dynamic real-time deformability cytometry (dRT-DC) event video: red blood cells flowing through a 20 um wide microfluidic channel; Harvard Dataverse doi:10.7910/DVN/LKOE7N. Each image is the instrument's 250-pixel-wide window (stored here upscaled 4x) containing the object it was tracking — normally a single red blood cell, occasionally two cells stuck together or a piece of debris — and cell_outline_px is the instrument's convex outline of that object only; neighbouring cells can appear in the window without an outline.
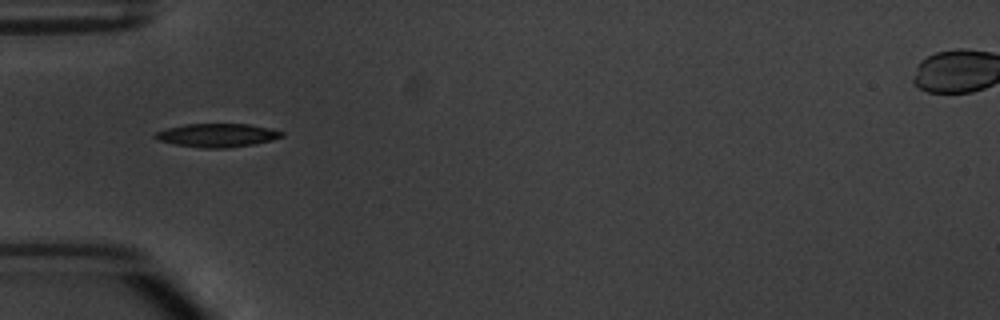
{"species": "common noctule bat (a hibernating species)", "species_latin": "Nyctalus noctula", "temperature_condition": "warm", "stored_images_in_passage": 3, "camera_frame_rate_fps": 3000, "um_per_image_px": 0.085, "animal": {"sex": "male", "body_mass_g": 20.1, "forearm_length_mm": 53.5}, "frame": {"image": 1, "passage_image": 1, "time_ms": 0.0, "image_size_px": [1000, 320], "cell_outline_px": [[284, 136], [272, 140], [252, 144], [228, 148], [204, 148], [176, 144], [160, 140], [152, 136], [156, 132], [168, 128], [184, 124], [248, 124], [268, 128], [284, 132]], "centroid_in_image_um": [18.48, 11.49], "position_along_channel_um": 66.5, "area_um2": 17.11}}
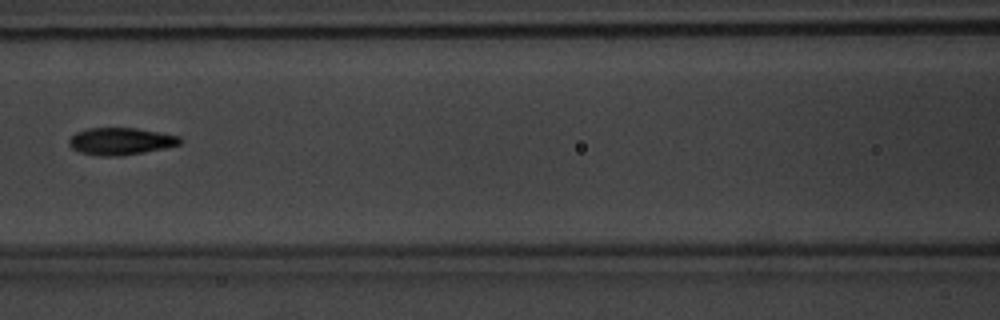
{"frame": {"image": 2, "passage_image": 3, "time_ms": 2.333, "image_size_px": [1000, 320], "cell_outline_px": [[184, 140], [180, 144], [164, 148], [144, 152], [120, 156], [100, 156], [80, 152], [72, 148], [68, 144], [68, 140], [76, 132], [88, 128], [136, 128], [180, 136]], "centroid_in_image_um": [10.26, 12.01], "position_along_channel_um": 156.3, "area_um2": 17.57}}